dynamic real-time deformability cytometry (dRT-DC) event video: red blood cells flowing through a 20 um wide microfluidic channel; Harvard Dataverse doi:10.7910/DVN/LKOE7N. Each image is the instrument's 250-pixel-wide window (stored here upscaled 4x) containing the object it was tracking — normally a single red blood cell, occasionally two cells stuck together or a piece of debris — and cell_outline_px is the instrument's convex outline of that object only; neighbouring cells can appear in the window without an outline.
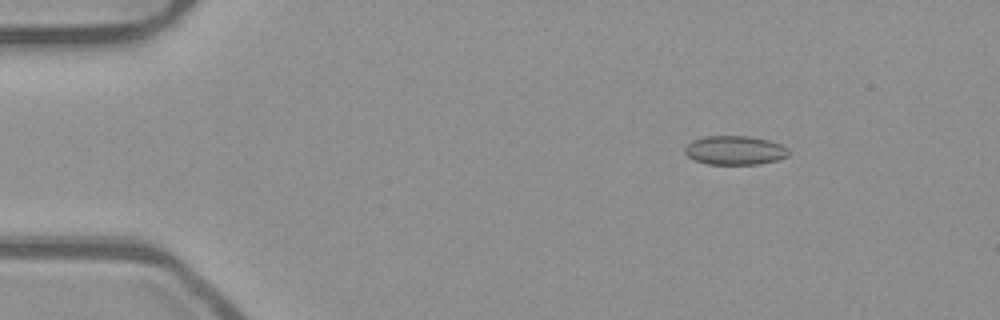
{"species": "common noctule bat (a hibernating species)", "species_latin": "Nyctalus noctula", "temperature_condition": "room temperature", "stored_images_in_passage": 47, "camera_frame_rate_fps": 3000, "um_per_image_px": 0.085, "animal": {"sex": "male", "body_mass_g": 23.1, "forearm_length_mm": 52.7}, "frame": {"image": 1, "passage_image": 1, "time_ms": 0.0, "image_size_px": [1000, 320], "cell_outline_px": [[788, 156], [776, 160], [756, 164], [708, 164], [696, 160], [688, 156], [684, 152], [684, 148], [692, 140], [704, 136], [748, 136], [768, 140], [780, 144], [788, 148]], "centroid_in_image_um": [62.44, 12.77], "position_along_channel_um": 22.6, "area_um2": 17.4}}
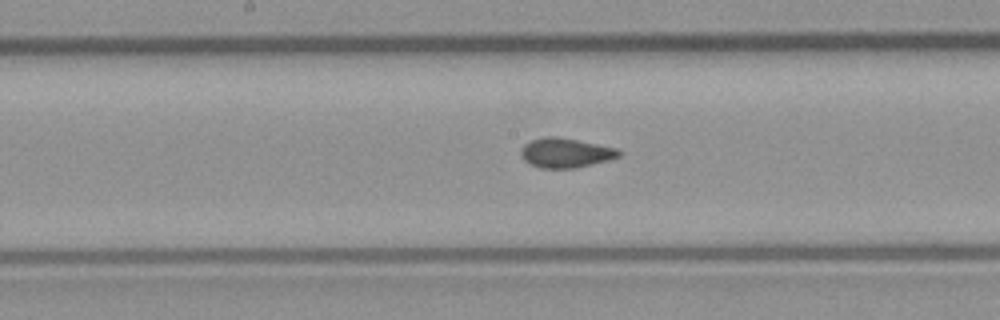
{"frame": {"image": 2, "passage_image": 21, "time_ms": 6.667, "image_size_px": [1000, 320], "cell_outline_px": [[620, 156], [608, 160], [576, 168], [540, 168], [528, 164], [520, 156], [520, 148], [524, 144], [532, 140], [548, 136], [556, 136], [616, 148], [620, 152]], "centroid_in_image_um": [48.01, 13.0], "position_along_channel_um": 200.2, "area_um2": 16.82}}
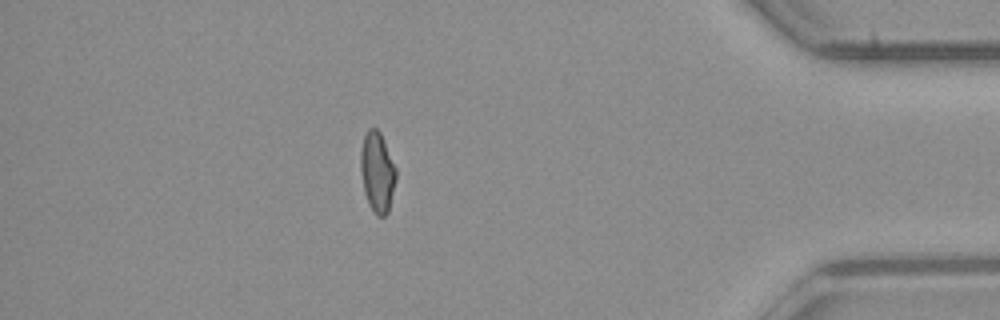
{"frame": {"image": 3, "passage_image": 40, "time_ms": 13.0, "image_size_px": [1000, 320], "cell_outline_px": [[396, 180], [388, 212], [384, 216], [376, 216], [368, 204], [364, 192], [360, 172], [360, 152], [364, 136], [368, 128], [376, 128], [380, 132], [396, 168]], "centroid_in_image_um": [32.05, 14.64], "position_along_channel_um": 403.1, "area_um2": 16.65}, "authors_computed_cell_mechanics": {"area_um2": 16.7042, "velocity_mm_per_s": 3.9119, "shape_relaxation_time_tau1_ms": null, "shape_relaxation_time_tau2_ms": 0.9839, "deformation_change_tau1": null, "deformation_change_tau2": 0.0509}}